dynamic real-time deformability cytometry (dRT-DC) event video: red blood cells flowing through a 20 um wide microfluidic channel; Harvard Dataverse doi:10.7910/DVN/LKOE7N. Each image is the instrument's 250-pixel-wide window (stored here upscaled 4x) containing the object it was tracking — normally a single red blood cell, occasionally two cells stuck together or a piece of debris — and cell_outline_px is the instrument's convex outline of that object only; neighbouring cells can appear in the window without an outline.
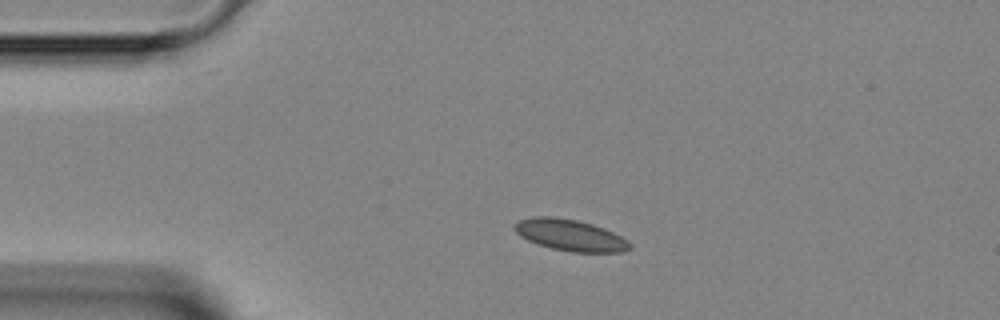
{"species": "Egyptian fruit bat (a non-hibernating species)", "species_latin": "Rousettus aegyptiacus", "temperature_condition": "room temperature", "stored_images_in_passage": 3, "camera_frame_rate_fps": 3000, "um_per_image_px": 0.085, "animal": {"sex": "female"}, "frame": {"image": 1, "passage_image": 1, "time_ms": 0.0, "image_size_px": [1000, 320], "cell_outline_px": [[632, 248], [620, 252], [572, 252], [552, 248], [528, 240], [520, 236], [512, 228], [512, 224], [520, 220], [532, 216], [552, 216], [576, 220], [592, 224], [604, 228], [628, 240], [632, 244]], "centroid_in_image_um": [48.45, 19.98], "position_along_channel_um": 36.6, "area_um2": 21.1}}